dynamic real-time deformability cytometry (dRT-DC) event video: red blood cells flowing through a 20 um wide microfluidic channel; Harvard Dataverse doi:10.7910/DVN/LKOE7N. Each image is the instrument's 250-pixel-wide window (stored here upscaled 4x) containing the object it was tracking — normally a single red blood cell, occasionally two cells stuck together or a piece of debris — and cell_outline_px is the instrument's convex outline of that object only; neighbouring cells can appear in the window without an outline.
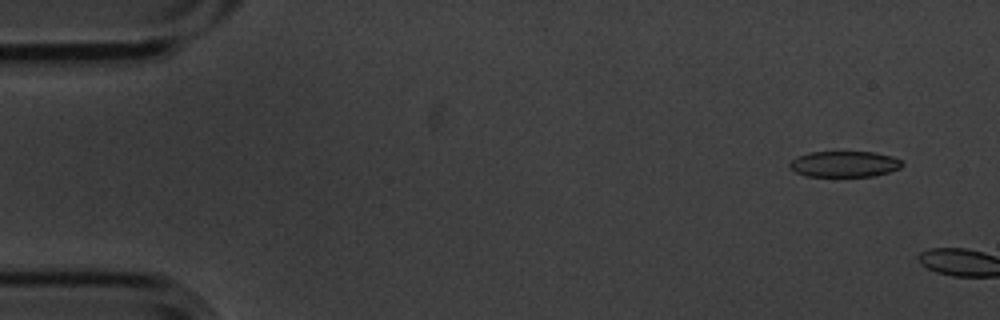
{"species": "common noctule bat (a hibernating species)", "species_latin": "Nyctalus noctula", "temperature_condition": "cold", "stored_images_in_passage": 3, "camera_frame_rate_fps": 3000, "um_per_image_px": 0.085, "animal": {"sex": "male", "body_mass_g": 20.1, "forearm_length_mm": 53.5}, "frame": {"image": 1, "passage_image": 2, "time_ms": 0.333, "image_size_px": [1000, 320], "cell_outline_px": [[904, 164], [900, 168], [888, 172], [872, 176], [804, 176], [796, 172], [788, 164], [796, 156], [808, 152], [876, 152], [892, 156], [900, 160]], "centroid_in_image_um": [71.76, 13.94], "position_along_channel_um": 13.2, "area_um2": 16.99}}